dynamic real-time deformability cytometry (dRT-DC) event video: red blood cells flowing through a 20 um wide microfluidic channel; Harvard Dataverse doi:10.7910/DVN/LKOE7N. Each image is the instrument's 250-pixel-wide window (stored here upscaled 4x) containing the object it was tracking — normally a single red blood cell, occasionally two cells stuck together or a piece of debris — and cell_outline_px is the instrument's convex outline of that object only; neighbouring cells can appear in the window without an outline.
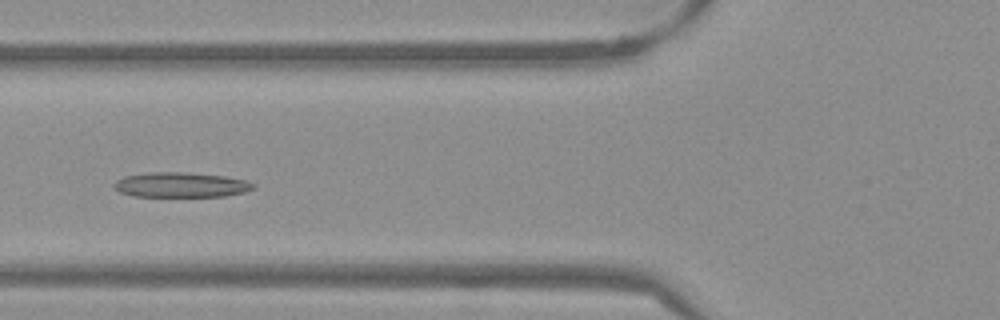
{"species": "Egyptian fruit bat (a non-hibernating species)", "species_latin": "Rousettus aegyptiacus", "temperature_condition": "warm", "stored_images_in_passage": 51, "camera_frame_rate_fps": 3000, "um_per_image_px": 0.085, "frame": {"image": 1, "passage_image": 18, "time_ms": 5.667, "image_size_px": [1000, 320], "cell_outline_px": [[256, 188], [244, 192], [224, 196], [132, 196], [120, 192], [112, 184], [116, 180], [124, 176], [148, 172], [184, 172], [224, 176], [248, 180], [256, 184]], "centroid_in_image_um": [15.4, 15.7], "position_along_channel_um": 110.4, "area_um2": 20.35}}
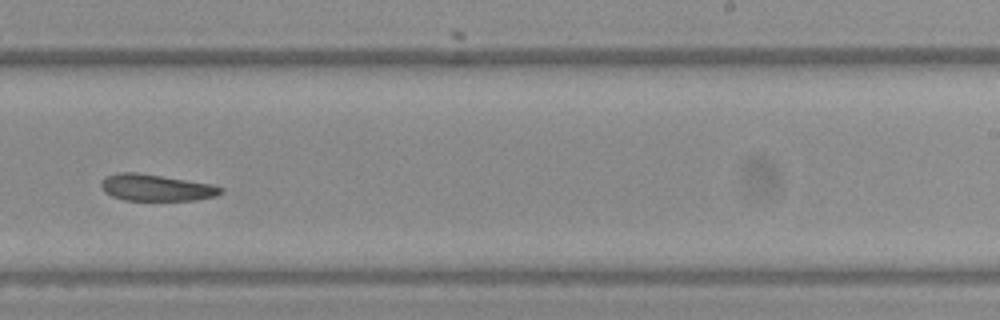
{"frame": {"image": 2, "passage_image": 31, "time_ms": 10.0, "image_size_px": [1000, 320], "cell_outline_px": [[224, 192], [216, 196], [196, 200], [124, 200], [112, 196], [104, 192], [100, 184], [100, 180], [104, 176], [116, 172], [136, 172], [212, 184], [224, 188]], "centroid_in_image_um": [13.24, 15.94], "position_along_channel_um": 275.8, "area_um2": 18.73}}
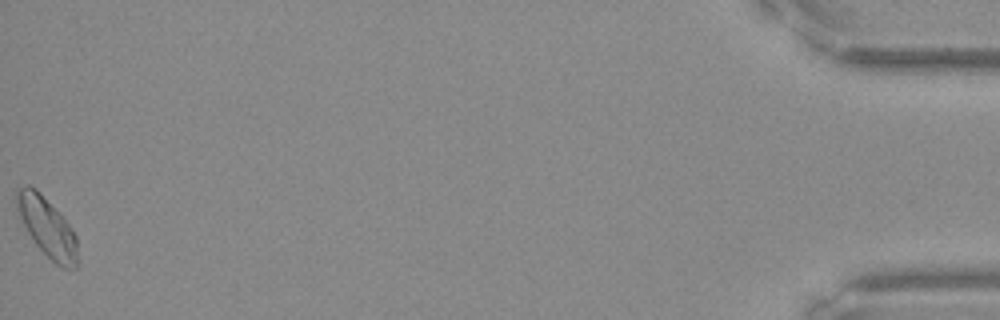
{"frame": {"image": 3, "passage_image": 51, "time_ms": 16.667, "image_size_px": [1000, 320], "cell_outline_px": [[76, 268], [64, 268], [56, 264], [32, 240], [16, 212], [16, 188], [24, 184], [28, 184], [36, 188], [40, 192], [72, 228], [76, 236]], "centroid_in_image_um": [3.94, 19.25], "position_along_channel_um": 431.3, "area_um2": 20.87}, "authors_computed_cell_mechanics": {"area_um2": 19.941, "velocity_mm_per_s": 3.8119, "shape_relaxation_time_tau1_ms": null, "shape_relaxation_time_tau2_ms": 9.1943, "deformation_change_tau1": null, "deformation_change_tau2": 0.1633}}